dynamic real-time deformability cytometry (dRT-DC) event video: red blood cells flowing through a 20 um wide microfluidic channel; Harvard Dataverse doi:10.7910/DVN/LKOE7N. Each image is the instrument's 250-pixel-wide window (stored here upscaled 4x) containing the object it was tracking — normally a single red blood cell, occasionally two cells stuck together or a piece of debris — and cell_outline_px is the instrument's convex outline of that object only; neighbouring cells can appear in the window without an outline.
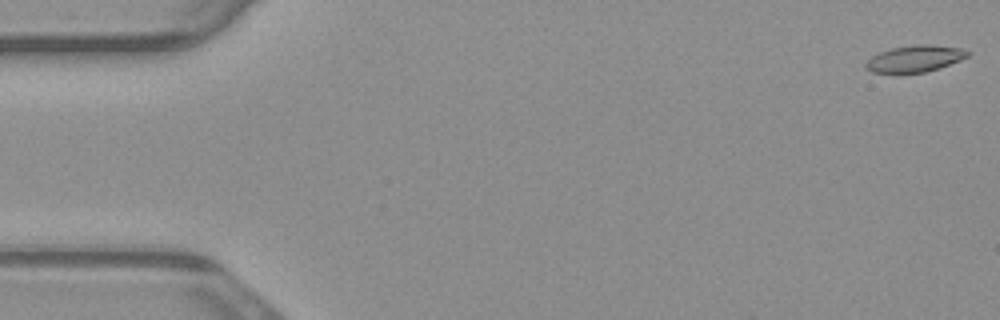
{"species": "common noctule bat (a hibernating species)", "species_latin": "Nyctalus noctula", "temperature_condition": "warm", "stored_images_in_passage": 5, "camera_frame_rate_fps": 3000, "um_per_image_px": 0.085, "animal": {"sex": "male", "body_mass_g": 23.1, "forearm_length_mm": 52.7}, "frame": {"image": 1, "passage_image": 1, "time_ms": 0.0, "image_size_px": [1000, 320], "cell_outline_px": [[972, 52], [968, 56], [960, 60], [940, 68], [924, 72], [872, 72], [864, 68], [864, 64], [872, 56], [880, 52], [892, 48], [920, 44], [928, 44], [960, 48]], "centroid_in_image_um": [77.78, 4.98], "position_along_channel_um": 7.2, "area_um2": 15.61}}